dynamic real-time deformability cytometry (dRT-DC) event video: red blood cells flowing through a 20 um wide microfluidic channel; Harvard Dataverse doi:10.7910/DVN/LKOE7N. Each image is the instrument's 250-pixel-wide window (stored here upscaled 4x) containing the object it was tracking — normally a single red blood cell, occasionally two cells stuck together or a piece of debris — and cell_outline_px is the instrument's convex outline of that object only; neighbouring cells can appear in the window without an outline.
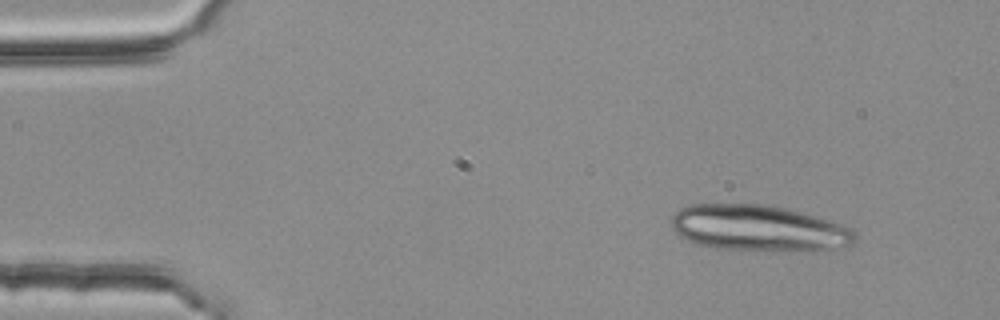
{"species": "common noctule bat (a hibernating species)", "species_latin": "Nyctalus noctula", "temperature_condition": "room temperature", "stored_images_in_passage": 4, "camera_frame_rate_fps": 3000, "um_per_image_px": 0.085, "animal": {"sex": "female", "body_mass_g": 25.1}, "frame": {"image": 1, "passage_image": 1, "time_ms": 0.0, "image_size_px": [1000, 320], "cell_outline_px": [[856, 240], [852, 244], [828, 248], [768, 252], [764, 252], [712, 248], [696, 244], [680, 236], [672, 228], [672, 216], [680, 208], [688, 204], [768, 204], [788, 208], [828, 220], [852, 228], [856, 232]], "centroid_in_image_um": [64.43, 19.39], "position_along_channel_um": 20.6, "area_um2": 49.65}}